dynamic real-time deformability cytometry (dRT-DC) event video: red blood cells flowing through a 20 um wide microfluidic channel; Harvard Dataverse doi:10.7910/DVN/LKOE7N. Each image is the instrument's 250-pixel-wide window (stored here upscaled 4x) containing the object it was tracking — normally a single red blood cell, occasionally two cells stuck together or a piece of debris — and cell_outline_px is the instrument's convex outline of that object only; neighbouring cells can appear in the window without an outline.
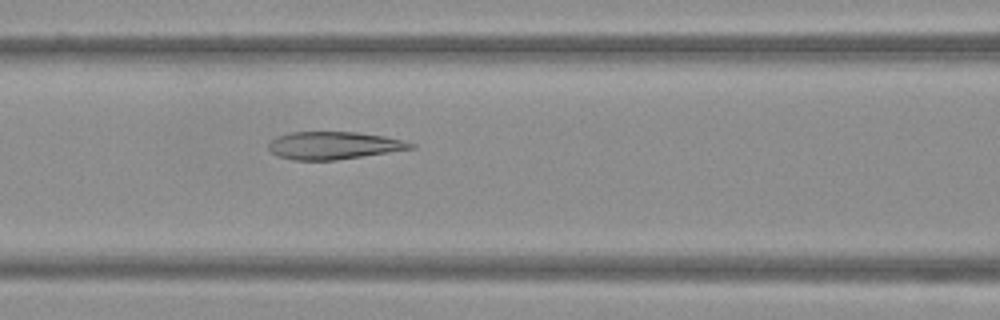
{"species": "Egyptian fruit bat (a non-hibernating species)", "species_latin": "Rousettus aegyptiacus", "temperature_condition": "warm", "stored_images_in_passage": 50, "camera_frame_rate_fps": 3000, "um_per_image_px": 0.085, "frame": {"image": 1, "passage_image": 22, "time_ms": 7.0, "image_size_px": [1000, 320], "cell_outline_px": [[416, 148], [336, 160], [292, 160], [276, 156], [268, 148], [268, 144], [276, 136], [292, 132], [356, 132], [384, 136], [416, 144]], "centroid_in_image_um": [28.34, 12.37], "position_along_channel_um": 138.3, "area_um2": 22.83}}
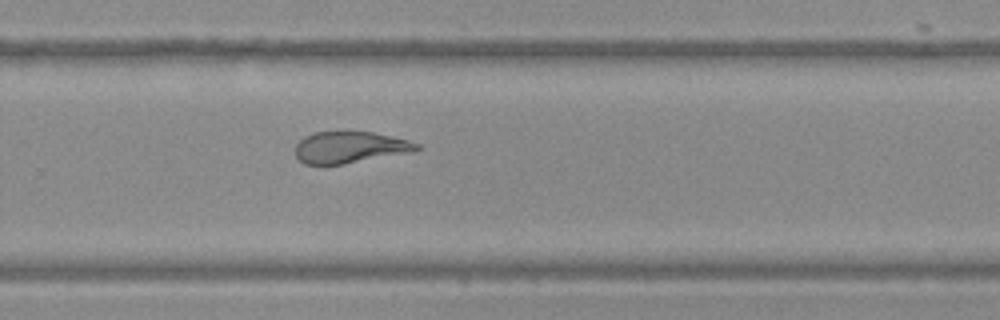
{"frame": {"image": 2, "passage_image": 34, "time_ms": 11.0, "image_size_px": [1000, 320], "cell_outline_px": [[420, 148], [416, 152], [344, 164], [304, 164], [296, 156], [296, 144], [304, 136], [312, 132], [372, 132], [408, 140], [420, 144]], "centroid_in_image_um": [29.78, 12.53], "position_along_channel_um": 300.0, "area_um2": 22.43}}
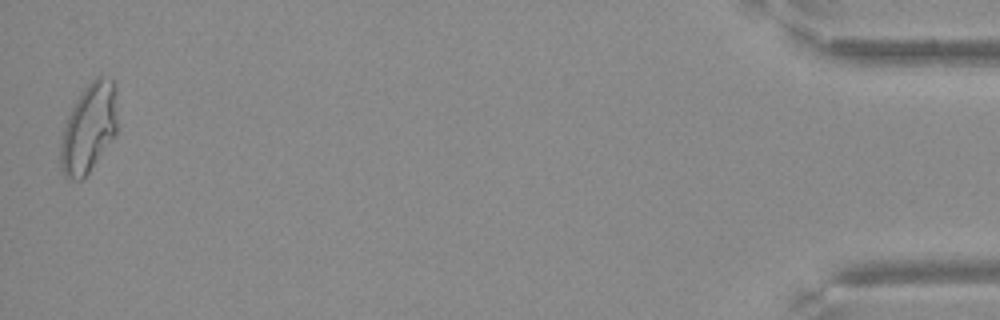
{"frame": {"image": 3, "passage_image": 50, "time_ms": 16.333, "image_size_px": [1000, 320], "cell_outline_px": [[116, 132], [88, 172], [80, 180], [72, 180], [64, 176], [60, 168], [60, 144], [64, 128], [68, 116], [80, 92], [96, 76], [100, 76], [112, 80], [116, 88]], "centroid_in_image_um": [7.52, 10.88], "position_along_channel_um": 427.7, "area_um2": 29.02}}